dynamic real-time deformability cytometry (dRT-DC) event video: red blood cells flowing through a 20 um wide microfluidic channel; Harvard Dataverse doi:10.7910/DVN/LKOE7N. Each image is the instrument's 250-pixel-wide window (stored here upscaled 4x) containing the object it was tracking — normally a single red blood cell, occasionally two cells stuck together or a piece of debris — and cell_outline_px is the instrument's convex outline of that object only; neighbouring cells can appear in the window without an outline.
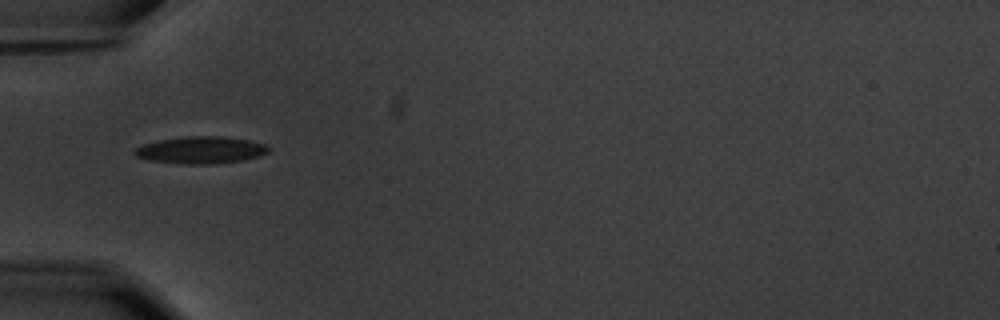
{"species": "common noctule bat (a hibernating species)", "species_latin": "Nyctalus noctula", "temperature_condition": "warm", "stored_images_in_passage": 39, "camera_frame_rate_fps": 3000, "um_per_image_px": 0.085, "animal": {"sex": "male", "body_mass_g": 20.1, "forearm_length_mm": 53.5}, "frame": {"image": 1, "passage_image": 1, "time_ms": 0.0, "image_size_px": [1000, 320], "cell_outline_px": [[268, 152], [260, 156], [244, 160], [212, 164], [184, 164], [148, 160], [136, 156], [132, 152], [136, 148], [144, 144], [160, 140], [188, 136], [220, 136], [248, 140], [264, 144], [268, 148]], "centroid_in_image_um": [17.06, 12.76], "position_along_channel_um": 67.9, "area_um2": 20.98}}
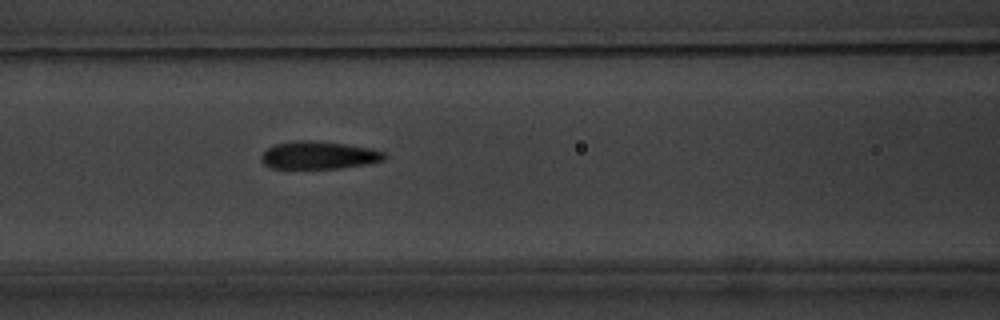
{"frame": {"image": 2, "passage_image": 7, "time_ms": 2.0, "image_size_px": [1000, 320], "cell_outline_px": [[388, 156], [384, 160], [364, 164], [340, 168], [272, 168], [264, 164], [260, 160], [260, 156], [268, 148], [276, 144], [300, 140], [344, 144], [372, 148], [384, 152]], "centroid_in_image_um": [27.1, 13.2], "position_along_channel_um": 139.5, "area_um2": 19.59}}
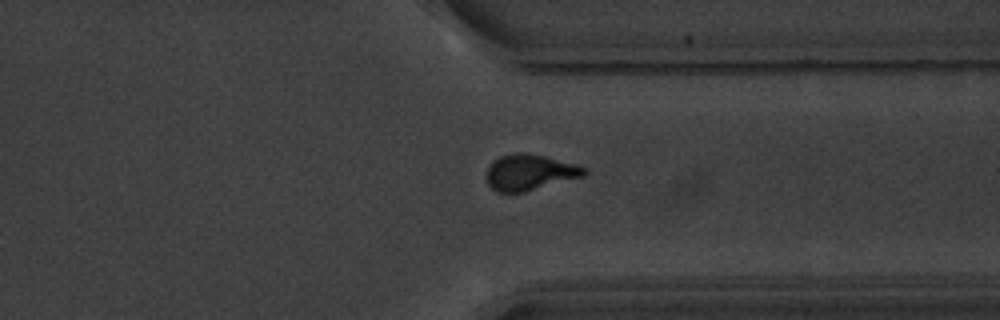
{"frame": {"image": 3, "passage_image": 26, "time_ms": 8.333, "image_size_px": [1000, 320], "cell_outline_px": [[588, 172], [584, 176], [524, 192], [496, 192], [488, 184], [484, 176], [492, 160], [500, 156], [516, 152], [524, 152], [544, 156], [576, 164], [584, 168]], "centroid_in_image_um": [44.98, 14.64], "position_along_channel_um": 366.4, "area_um2": 20.52}, "authors_computed_cell_mechanics": {"area_um2": 20.0566, "velocity_mm_per_s": 3.5834, "shape_relaxation_time_tau1_ms": 4.1512, "shape_relaxation_time_tau2_ms": 1.1673, "deformation_change_tau1": 0.1819, "deformation_change_tau2": 0.0902}}